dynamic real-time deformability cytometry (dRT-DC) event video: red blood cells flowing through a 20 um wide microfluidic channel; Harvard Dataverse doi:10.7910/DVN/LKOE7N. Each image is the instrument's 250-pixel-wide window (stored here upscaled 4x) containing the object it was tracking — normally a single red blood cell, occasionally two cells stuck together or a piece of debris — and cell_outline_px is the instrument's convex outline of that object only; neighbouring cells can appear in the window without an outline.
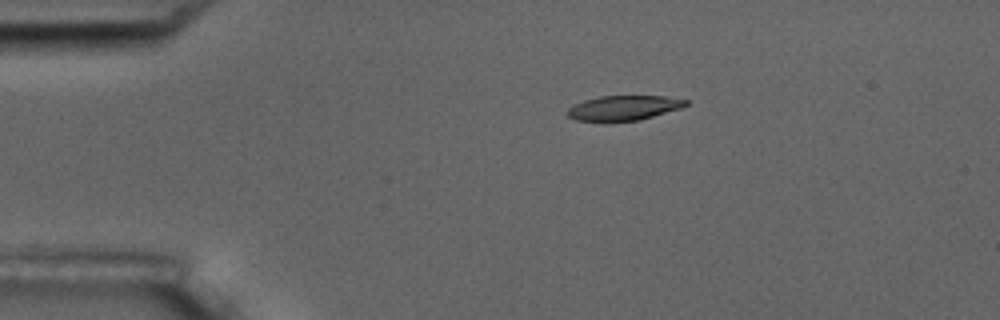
{"species": "common noctule bat (a hibernating species)", "species_latin": "Nyctalus noctula", "temperature_condition": "room temperature", "stored_images_in_passage": 6, "camera_frame_rate_fps": 3000, "um_per_image_px": 0.085, "animal": {"sex": "male", "body_mass_g": 17.5, "forearm_length_mm": 52.3}, "frame": {"image": 1, "passage_image": 1, "time_ms": 0.0, "image_size_px": [1000, 320], "cell_outline_px": [[688, 104], [680, 108], [640, 120], [604, 124], [576, 120], [568, 116], [564, 112], [568, 108], [584, 100], [600, 96], [664, 96], [688, 100]], "centroid_in_image_um": [52.94, 9.21], "position_along_channel_um": 32.1, "area_um2": 17.69}}
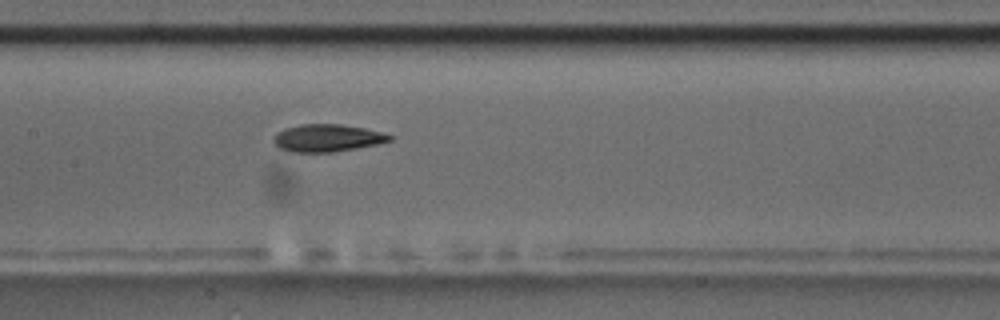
{"frame": {"image": 2, "passage_image": 6, "time_ms": 5.333, "image_size_px": [1000, 320], "cell_outline_px": [[392, 140], [376, 144], [356, 148], [332, 152], [288, 152], [280, 148], [272, 140], [276, 132], [284, 128], [300, 124], [340, 124], [364, 128], [380, 132], [392, 136]], "centroid_in_image_um": [27.76, 11.73], "position_along_channel_um": 179.6, "area_um2": 18.5}}